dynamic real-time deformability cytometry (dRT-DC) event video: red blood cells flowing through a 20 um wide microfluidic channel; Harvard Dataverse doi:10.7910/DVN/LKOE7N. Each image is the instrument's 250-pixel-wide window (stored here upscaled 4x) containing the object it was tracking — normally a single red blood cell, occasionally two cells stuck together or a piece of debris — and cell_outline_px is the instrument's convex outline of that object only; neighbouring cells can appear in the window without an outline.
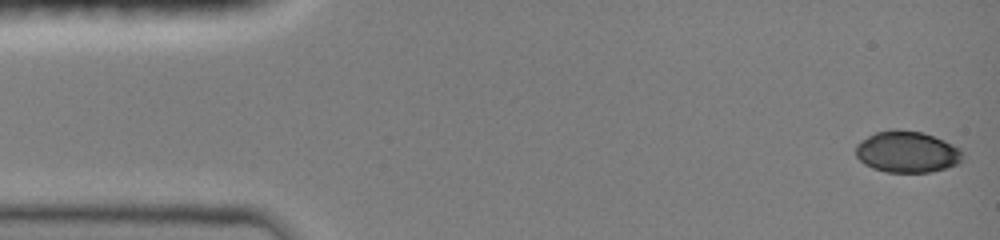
{"species": "common noctule bat (a hibernating species)", "species_latin": "Nyctalus noctula", "temperature_condition": "room temperature", "stored_images_in_passage": 47, "camera_frame_rate_fps": 3000, "um_per_image_px": 0.085, "animal": {"sex": "female", "body_mass_g": 19.0, "forearm_length_mm": 51.5}, "frame": {"image": 1, "passage_image": 1, "time_ms": 0.0, "image_size_px": [1000, 240], "cell_outline_px": [[964, 156], [956, 164], [932, 172], [884, 172], [872, 168], [864, 164], [856, 156], [856, 144], [860, 140], [876, 132], [896, 128], [924, 132], [944, 140], [960, 148], [964, 152]], "centroid_in_image_um": [77.09, 12.89], "position_along_channel_um": 7.9, "area_um2": 26.07}}
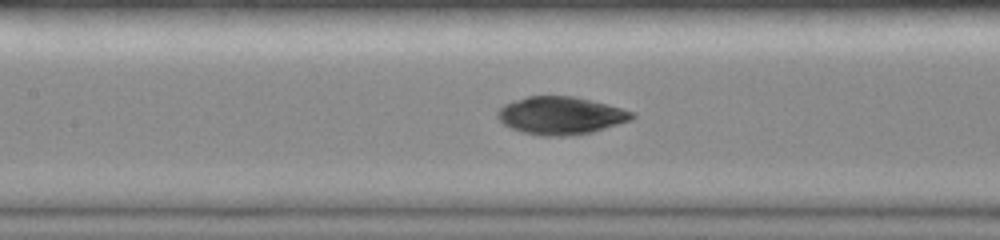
{"frame": {"image": 2, "passage_image": 21, "time_ms": 6.667, "image_size_px": [1000, 240], "cell_outline_px": [[636, 116], [632, 120], [592, 132], [568, 136], [540, 136], [524, 132], [512, 128], [504, 124], [496, 116], [496, 112], [504, 104], [512, 100], [528, 96], [576, 96], [608, 104], [636, 112]], "centroid_in_image_um": [47.69, 9.81], "position_along_channel_um": 159.7, "area_um2": 29.82}}
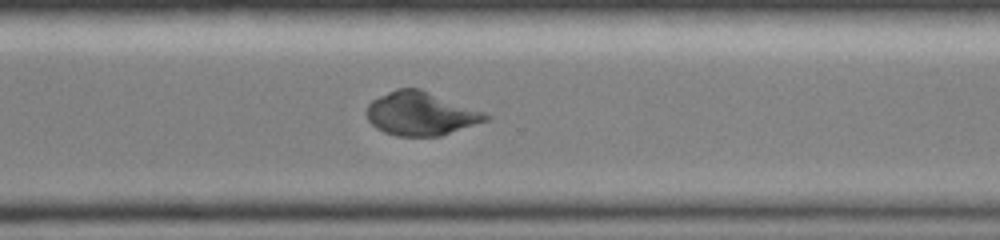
{"frame": {"image": 3, "passage_image": 34, "time_ms": 11.0, "image_size_px": [1000, 240], "cell_outline_px": [[492, 116], [488, 120], [440, 136], [396, 136], [384, 132], [376, 128], [368, 120], [368, 104], [372, 100], [396, 88], [420, 88], [484, 112]], "centroid_in_image_um": [35.77, 9.66], "position_along_channel_um": 334.8, "area_um2": 30.0}, "authors_computed_cell_mechanics": {"area_um2": 29.8248, "velocity_mm_per_s": 4.0458, "shape_relaxation_time_tau1_ms": 7.2842, "shape_relaxation_time_tau2_ms": 2.386, "deformation_change_tau1": 0.2046, "deformation_change_tau2": 0.0486}}